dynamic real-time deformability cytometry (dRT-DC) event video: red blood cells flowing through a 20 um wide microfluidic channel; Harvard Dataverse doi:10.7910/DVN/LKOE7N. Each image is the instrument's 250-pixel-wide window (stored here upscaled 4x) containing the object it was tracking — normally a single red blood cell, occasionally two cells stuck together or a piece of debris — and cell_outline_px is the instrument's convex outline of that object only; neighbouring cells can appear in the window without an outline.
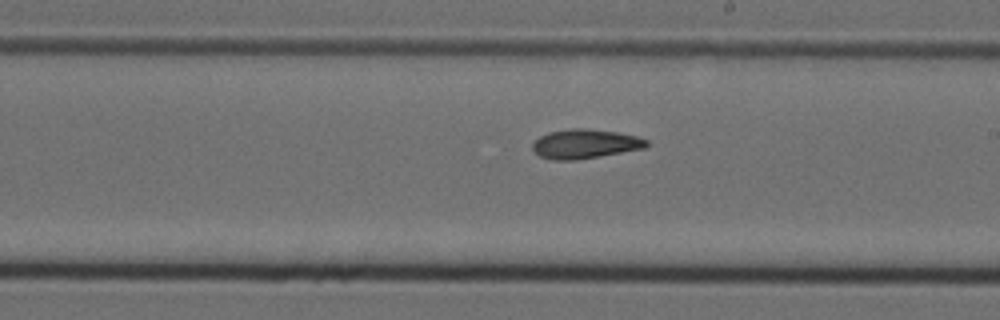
{"species": "Egyptian fruit bat (a non-hibernating species)", "species_latin": "Rousettus aegyptiacus", "temperature_condition": "cold", "stored_images_in_passage": 10, "segment_of_instrument_passage": [2, 2], "camera_frame_rate_fps": 3000, "um_per_image_px": 0.085, "animal": {"sex": "female"}, "frame": {"image": 1, "passage_image": 10, "time_ms": 3.0, "image_size_px": [1000, 320], "cell_outline_px": [[648, 144], [644, 148], [600, 156], [576, 160], [552, 160], [540, 156], [532, 148], [532, 144], [540, 136], [548, 132], [572, 128], [584, 128], [616, 132], [636, 136], [648, 140]], "centroid_in_image_um": [49.71, 12.23], "position_along_channel_um": 239.3, "area_um2": 19.31}}